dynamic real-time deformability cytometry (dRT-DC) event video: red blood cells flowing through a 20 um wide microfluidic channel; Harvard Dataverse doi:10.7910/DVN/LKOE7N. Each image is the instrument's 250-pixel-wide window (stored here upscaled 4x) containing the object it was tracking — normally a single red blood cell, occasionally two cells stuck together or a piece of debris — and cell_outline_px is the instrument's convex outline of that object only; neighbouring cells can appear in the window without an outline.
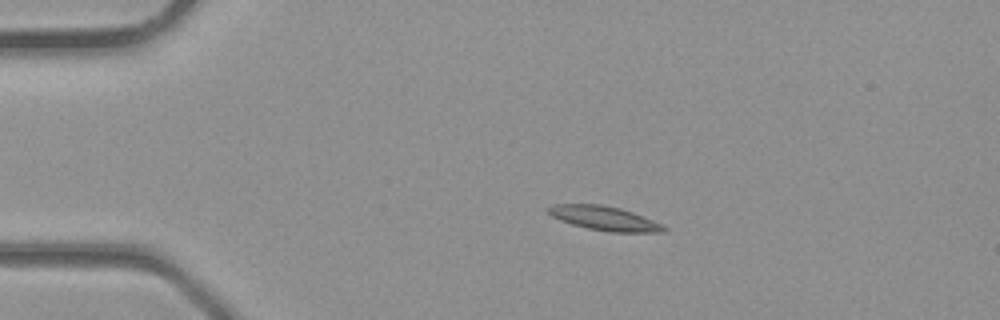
{"species": "common noctule bat (a hibernating species)", "species_latin": "Nyctalus noctula", "temperature_condition": "room temperature", "stored_images_in_passage": 2, "camera_frame_rate_fps": 3000, "um_per_image_px": 0.085, "animal": {"sex": "male", "body_mass_g": 23.1, "forearm_length_mm": 52.7}, "frame": {"image": 1, "passage_image": 1, "time_ms": 0.0, "image_size_px": [1000, 320], "cell_outline_px": [[668, 228], [664, 232], [612, 232], [588, 228], [572, 224], [560, 220], [552, 216], [544, 208], [556, 204], [600, 204], [620, 208], [644, 216]], "centroid_in_image_um": [51.35, 18.55], "position_along_channel_um": 33.6, "area_um2": 16.18}}